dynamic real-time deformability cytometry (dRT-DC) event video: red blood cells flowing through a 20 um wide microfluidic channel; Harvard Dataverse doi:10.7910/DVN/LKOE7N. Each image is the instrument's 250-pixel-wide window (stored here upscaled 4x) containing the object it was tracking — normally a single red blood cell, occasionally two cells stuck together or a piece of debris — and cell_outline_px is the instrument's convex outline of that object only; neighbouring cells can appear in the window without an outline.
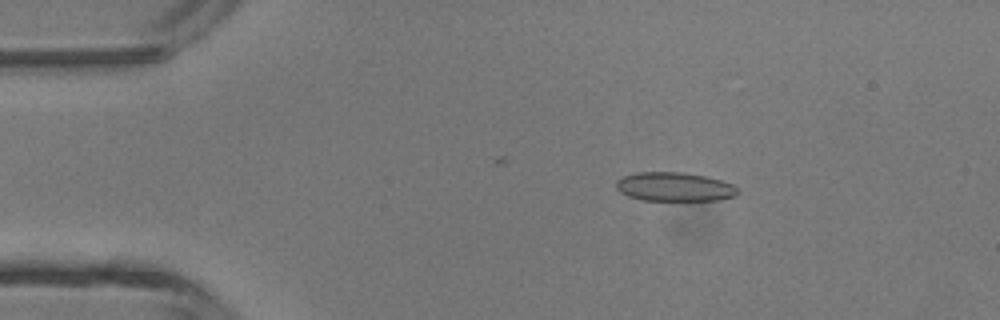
{"species": "common noctule bat (a hibernating species)", "species_latin": "Nyctalus noctula", "temperature_condition": "room temperature", "stored_images_in_passage": 4, "camera_frame_rate_fps": 3000, "um_per_image_px": 0.085, "animal": {"sex": "male", "body_mass_g": 13.3}, "frame": {"image": 1, "passage_image": 2, "time_ms": 0.333, "image_size_px": [1000, 320], "cell_outline_px": [[740, 192], [736, 196], [720, 200], [644, 200], [628, 196], [620, 192], [616, 188], [616, 180], [624, 176], [636, 172], [684, 172], [708, 176], [732, 184]], "centroid_in_image_um": [57.34, 15.87], "position_along_channel_um": 27.7, "area_um2": 20.63}}